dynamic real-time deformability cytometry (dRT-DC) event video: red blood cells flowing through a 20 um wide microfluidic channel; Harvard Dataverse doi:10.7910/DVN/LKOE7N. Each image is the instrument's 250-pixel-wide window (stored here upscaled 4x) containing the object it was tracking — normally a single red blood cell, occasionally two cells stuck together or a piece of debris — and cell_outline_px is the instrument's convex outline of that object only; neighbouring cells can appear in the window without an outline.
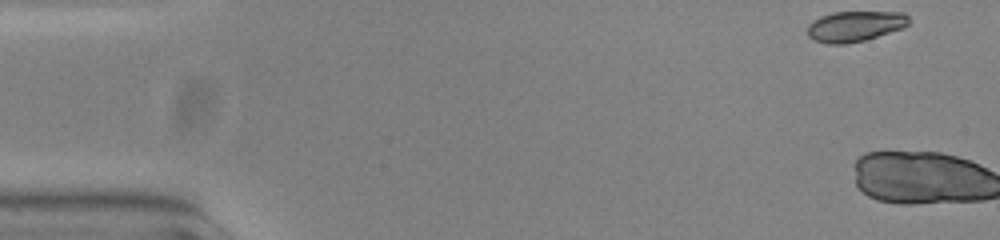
{"species": "common noctule bat (a hibernating species)", "species_latin": "Nyctalus noctula", "temperature_condition": "warm", "stored_images_in_passage": 2, "camera_frame_rate_fps": 3000, "um_per_image_px": 0.085, "animal": {"sex": "female", "body_mass_g": 23.0, "forearm_length_mm": 53.4}, "frame": {"image": 1, "passage_image": 1, "time_ms": 0.0, "image_size_px": [1000, 240], "cell_outline_px": [[908, 24], [904, 28], [864, 40], [844, 44], [828, 44], [816, 40], [808, 36], [808, 24], [812, 20], [820, 16], [832, 12], [904, 12], [908, 16]], "centroid_in_image_um": [72.66, 2.22], "position_along_channel_um": 12.3, "area_um2": 18.03}}